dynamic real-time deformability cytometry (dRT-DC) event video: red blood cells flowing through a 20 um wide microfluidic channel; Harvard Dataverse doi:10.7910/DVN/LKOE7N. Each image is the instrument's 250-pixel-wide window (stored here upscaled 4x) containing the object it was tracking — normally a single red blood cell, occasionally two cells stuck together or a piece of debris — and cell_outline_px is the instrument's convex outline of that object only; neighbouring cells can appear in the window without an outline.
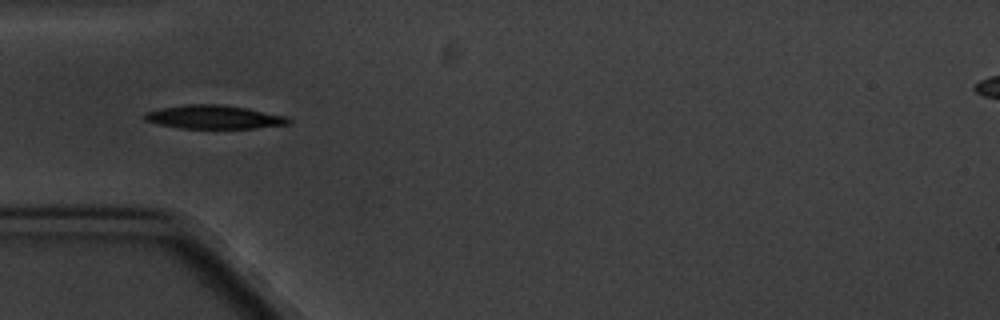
{"species": "common noctule bat (a hibernating species)", "species_latin": "Nyctalus noctula", "temperature_condition": "cold", "stored_images_in_passage": 5, "camera_frame_rate_fps": 3000, "um_per_image_px": 0.085, "animal": {"sex": "male", "body_mass_g": 20.1, "forearm_length_mm": 53.5}, "frame": {"image": 1, "passage_image": 5, "time_ms": 4.667, "image_size_px": [1000, 320], "cell_outline_px": [[292, 120], [288, 124], [256, 128], [180, 128], [156, 124], [144, 120], [144, 112], [160, 108], [188, 104], [216, 104], [248, 108], [288, 116]], "centroid_in_image_um": [18.18, 9.95], "position_along_channel_um": 66.8, "area_um2": 19.88}}